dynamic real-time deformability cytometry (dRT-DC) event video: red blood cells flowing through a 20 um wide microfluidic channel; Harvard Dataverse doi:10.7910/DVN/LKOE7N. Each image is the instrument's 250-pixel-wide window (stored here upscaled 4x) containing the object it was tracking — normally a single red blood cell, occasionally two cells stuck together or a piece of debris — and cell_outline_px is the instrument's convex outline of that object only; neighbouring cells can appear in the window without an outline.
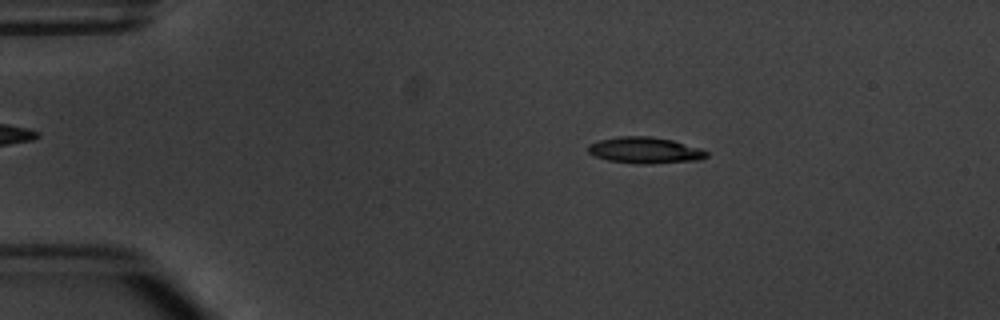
{"species": "common noctule bat (a hibernating species)", "species_latin": "Nyctalus noctula", "temperature_condition": "warm", "stored_images_in_passage": 5, "camera_frame_rate_fps": 3000, "um_per_image_px": 0.085, "animal": {"sex": "male", "body_mass_g": 20.1, "forearm_length_mm": 53.5}, "frame": {"image": 1, "passage_image": 2, "time_ms": 1.333, "image_size_px": [1000, 320], "cell_outline_px": [[708, 156], [700, 160], [648, 164], [640, 164], [608, 160], [592, 156], [588, 152], [588, 144], [600, 140], [620, 136], [648, 136], [672, 140], [700, 148], [708, 152]], "centroid_in_image_um": [54.81, 12.78], "position_along_channel_um": 30.2, "area_um2": 18.15}}
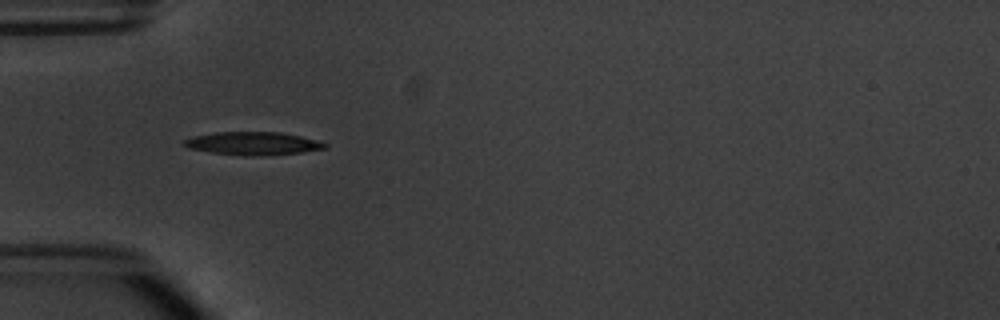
{"frame": {"image": 2, "passage_image": 4, "time_ms": 3.667, "image_size_px": [1000, 320], "cell_outline_px": [[328, 148], [300, 152], [256, 156], [248, 156], [212, 152], [188, 148], [184, 144], [184, 140], [192, 136], [216, 132], [280, 132], [320, 140], [328, 144]], "centroid_in_image_um": [21.54, 12.18], "position_along_channel_um": 63.5, "area_um2": 18.84}}